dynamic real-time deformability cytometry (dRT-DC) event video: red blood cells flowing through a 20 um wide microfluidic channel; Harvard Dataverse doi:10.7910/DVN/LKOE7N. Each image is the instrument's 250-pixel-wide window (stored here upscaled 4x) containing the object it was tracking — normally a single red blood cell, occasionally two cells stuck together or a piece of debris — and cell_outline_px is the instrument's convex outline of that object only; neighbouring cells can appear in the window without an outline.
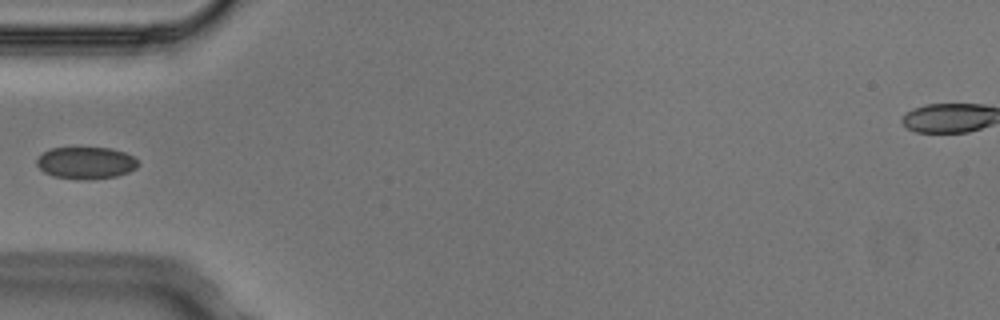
{"species": "Egyptian fruit bat (a non-hibernating species)", "species_latin": "Rousettus aegyptiacus", "temperature_condition": "cold", "stored_images_in_passage": 6, "camera_frame_rate_fps": 3000, "um_per_image_px": 0.085, "animal": {"sex": "male"}, "frame": {"image": 1, "passage_image": 5, "time_ms": 1.333, "image_size_px": [1000, 320], "cell_outline_px": [[140, 164], [136, 168], [128, 172], [116, 176], [52, 176], [44, 172], [36, 164], [36, 160], [44, 152], [52, 148], [112, 148], [124, 152], [132, 156]], "centroid_in_image_um": [7.31, 13.78], "position_along_channel_um": 77.7, "area_um2": 17.86}}
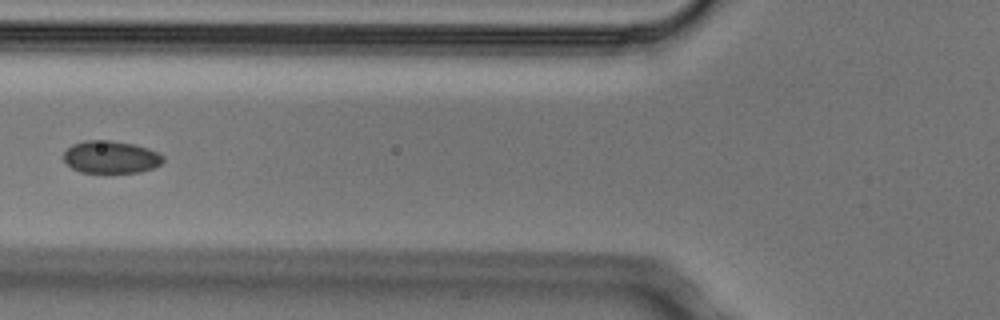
{"frame": {"image": 2, "passage_image": 6, "time_ms": 1.667, "image_size_px": [1000, 320], "cell_outline_px": [[164, 160], [160, 164], [152, 168], [140, 172], [80, 172], [72, 168], [64, 160], [64, 152], [72, 144], [84, 140], [108, 140], [136, 144], [148, 148], [164, 156]], "centroid_in_image_um": [9.42, 13.34], "position_along_channel_um": 116.4, "area_um2": 18.79}}